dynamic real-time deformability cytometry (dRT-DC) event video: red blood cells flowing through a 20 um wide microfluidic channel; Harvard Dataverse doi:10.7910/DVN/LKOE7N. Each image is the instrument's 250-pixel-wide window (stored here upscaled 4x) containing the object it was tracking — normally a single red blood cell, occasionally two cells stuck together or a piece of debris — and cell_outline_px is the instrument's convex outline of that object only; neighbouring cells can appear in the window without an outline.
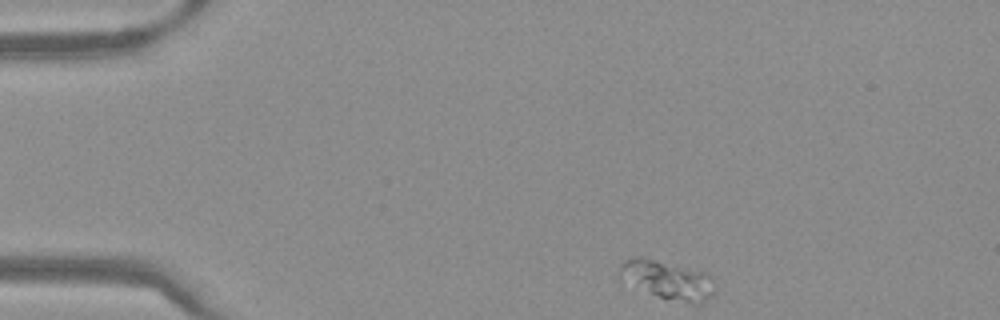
{"species": "Egyptian fruit bat (a non-hibernating species)", "species_latin": "Rousettus aegyptiacus", "temperature_condition": "warm", "stored_images_in_passage": 44, "camera_frame_rate_fps": 3000, "um_per_image_px": 0.085, "frame": {"image": 1, "passage_image": 1, "time_ms": 0.0, "image_size_px": [1000, 320], "cell_outline_px": [[716, 288], [700, 304], [692, 304], [660, 296], [620, 280], [620, 264], [624, 260], [632, 256], [644, 256], [704, 272], [712, 276]], "centroid_in_image_um": [56.72, 23.75], "position_along_channel_um": 28.3, "area_um2": 21.27}}
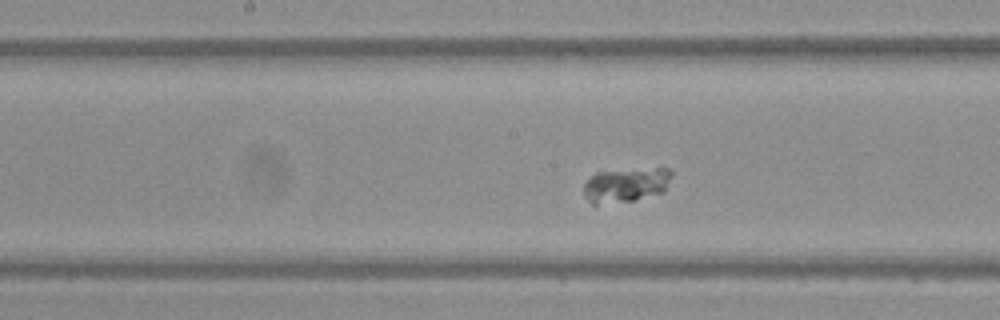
{"frame": {"image": 2, "passage_image": 19, "time_ms": 6.0, "image_size_px": [1000, 320], "cell_outline_px": [[672, 176], [664, 192], [632, 200], [596, 204], [592, 204], [584, 196], [584, 184], [596, 172], [656, 168], [668, 168], [672, 172]], "centroid_in_image_um": [53.22, 15.71], "position_along_channel_um": 195.0, "area_um2": 17.34}}
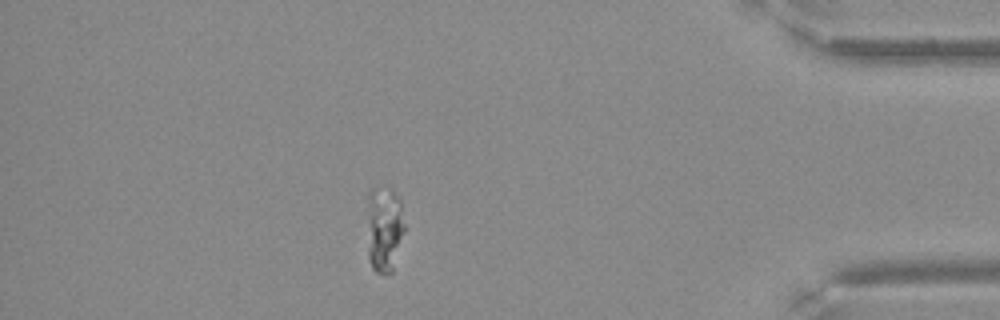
{"frame": {"image": 3, "passage_image": 38, "time_ms": 12.333, "image_size_px": [1000, 320], "cell_outline_px": [[404, 232], [392, 272], [376, 272], [372, 268], [368, 256], [368, 192], [372, 188], [392, 192], [400, 200], [404, 224]], "centroid_in_image_um": [32.65, 19.5], "position_along_channel_um": 402.5, "area_um2": 18.26}}